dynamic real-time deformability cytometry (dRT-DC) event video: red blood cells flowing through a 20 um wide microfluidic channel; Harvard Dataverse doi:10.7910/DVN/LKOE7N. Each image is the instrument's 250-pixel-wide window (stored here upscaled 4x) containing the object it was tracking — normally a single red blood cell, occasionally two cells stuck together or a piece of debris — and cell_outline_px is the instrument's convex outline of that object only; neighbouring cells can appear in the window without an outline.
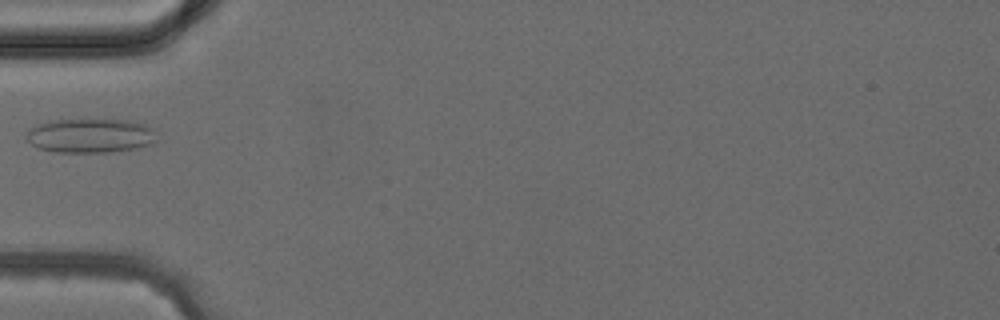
{"species": "common noctule bat (a hibernating species)", "species_latin": "Nyctalus noctula", "temperature_condition": "cold", "stored_images_in_passage": 2, "camera_frame_rate_fps": 3000, "um_per_image_px": 0.085, "animal": {"sex": "female", "body_mass_g": 24.6, "forearm_length_mm": 56.2}, "frame": {"image": 1, "passage_image": 2, "time_ms": 2.0, "image_size_px": [1000, 320], "cell_outline_px": [[156, 140], [152, 144], [136, 148], [112, 152], [56, 152], [40, 148], [32, 144], [24, 136], [36, 124], [48, 120], [132, 120], [148, 124], [156, 132]], "centroid_in_image_um": [7.73, 11.52], "position_along_channel_um": 77.3, "area_um2": 26.18}}